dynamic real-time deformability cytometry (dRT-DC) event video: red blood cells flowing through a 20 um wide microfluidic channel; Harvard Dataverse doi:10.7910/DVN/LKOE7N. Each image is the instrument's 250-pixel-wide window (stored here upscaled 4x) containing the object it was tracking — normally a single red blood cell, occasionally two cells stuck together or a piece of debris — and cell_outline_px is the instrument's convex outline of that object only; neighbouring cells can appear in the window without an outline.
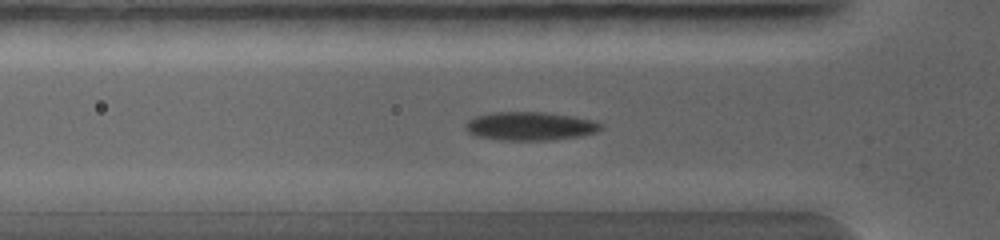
{"species": "common noctule bat (a hibernating species)", "species_latin": "Nyctalus noctula", "temperature_condition": "warm", "stored_images_in_passage": 46, "camera_frame_rate_fps": 5000, "um_per_image_px": 0.085, "animal": {"sex": "female", "body_mass_g": 19.0, "forearm_length_mm": 56.7}, "frame": {"image": 1, "passage_image": 16, "time_ms": 2.2, "image_size_px": [1000, 240], "cell_outline_px": [[604, 128], [596, 132], [580, 136], [552, 140], [500, 140], [476, 136], [468, 132], [464, 128], [464, 124], [468, 120], [476, 116], [488, 112], [544, 112], [576, 116], [596, 120], [604, 124]], "centroid_in_image_um": [45.09, 10.71], "position_along_channel_um": 80.7, "area_um2": 22.95}}
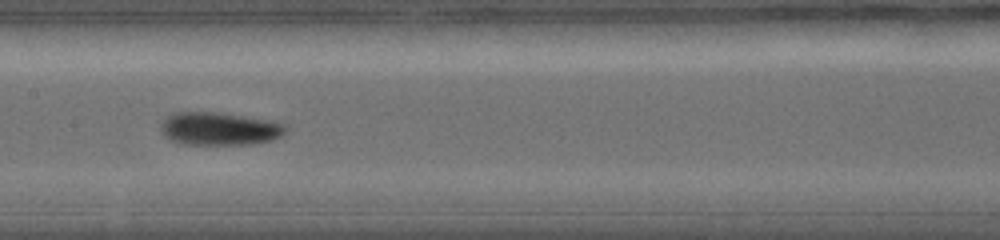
{"frame": {"image": 2, "passage_image": 28, "time_ms": 3.8, "image_size_px": [1000, 240], "cell_outline_px": [[288, 132], [272, 140], [252, 144], [180, 144], [168, 140], [164, 136], [160, 128], [160, 124], [172, 112], [220, 112], [268, 120], [288, 124]], "centroid_in_image_um": [18.65, 10.94], "position_along_channel_um": 188.7, "area_um2": 24.33}}
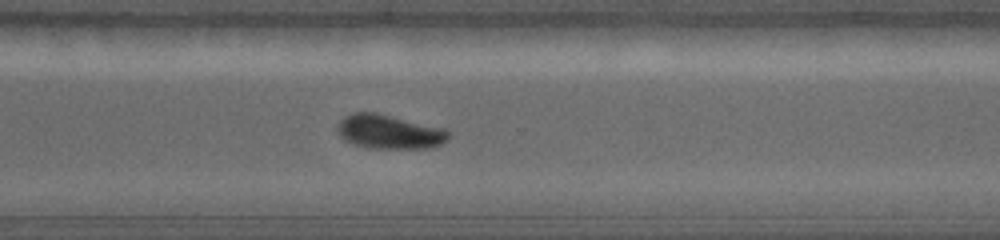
{"frame": {"image": 3, "passage_image": 44, "time_ms": 6.0, "image_size_px": [1000, 240], "cell_outline_px": [[452, 132], [448, 140], [432, 148], [368, 148], [352, 144], [344, 140], [336, 132], [336, 128], [340, 120], [344, 116], [352, 112], [376, 112], [444, 128]], "centroid_in_image_um": [33.08, 11.2], "position_along_channel_um": 337.5, "area_um2": 22.48}}